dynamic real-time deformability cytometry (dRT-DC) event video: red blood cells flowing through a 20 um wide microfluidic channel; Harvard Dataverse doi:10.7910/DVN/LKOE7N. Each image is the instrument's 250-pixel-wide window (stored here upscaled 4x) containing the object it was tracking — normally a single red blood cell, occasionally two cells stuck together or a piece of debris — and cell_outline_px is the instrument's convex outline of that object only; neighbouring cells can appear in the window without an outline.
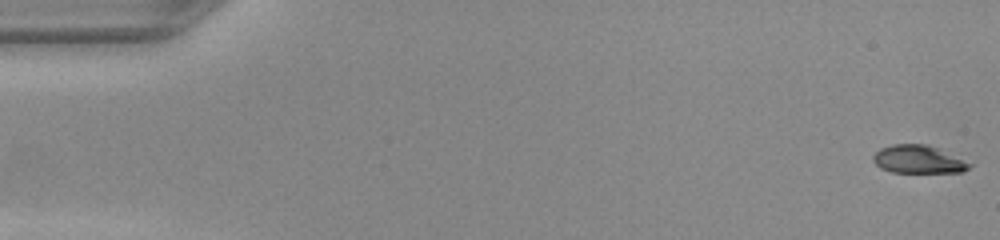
{"species": "common noctule bat (a hibernating species)", "species_latin": "Nyctalus noctula", "temperature_condition": "warm", "stored_images_in_passage": 50, "camera_frame_rate_fps": 3000, "um_per_image_px": 0.085, "animal": {"sex": "female", "body_mass_g": 22.0, "forearm_length_mm": 56.7}, "frame": {"image": 1, "passage_image": 1, "time_ms": 0.0, "image_size_px": [1000, 240], "cell_outline_px": [[972, 164], [964, 172], [892, 172], [880, 168], [872, 160], [872, 156], [880, 148], [892, 144], [928, 144]], "centroid_in_image_um": [78.0, 13.54], "position_along_channel_um": 7.0, "area_um2": 15.55}}
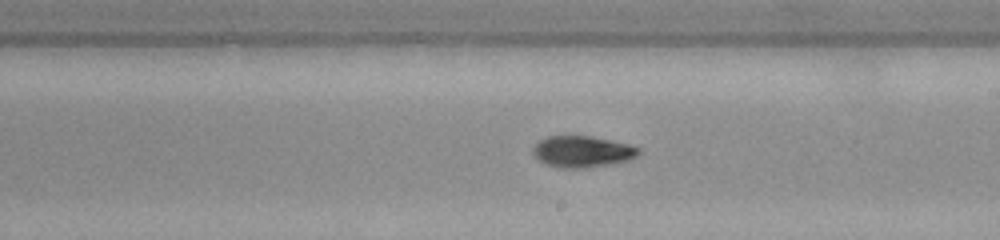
{"frame": {"image": 2, "passage_image": 29, "time_ms": 9.333, "image_size_px": [1000, 240], "cell_outline_px": [[640, 152], [632, 160], [616, 164], [584, 168], [560, 168], [548, 164], [540, 160], [532, 152], [532, 148], [540, 140], [548, 136], [592, 136], [628, 144], [640, 148]], "centroid_in_image_um": [49.55, 12.89], "position_along_channel_um": 239.5, "area_um2": 19.42}}
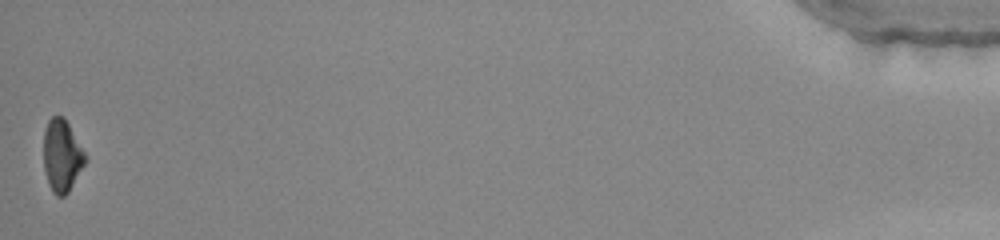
{"frame": {"image": 3, "passage_image": 50, "time_ms": 16.333, "image_size_px": [1000, 240], "cell_outline_px": [[88, 160], [68, 192], [64, 196], [56, 196], [52, 192], [48, 184], [44, 168], [44, 128], [48, 120], [52, 116], [64, 116], [88, 156]], "centroid_in_image_um": [5.28, 13.23], "position_along_channel_um": 429.9, "area_um2": 17.86}}